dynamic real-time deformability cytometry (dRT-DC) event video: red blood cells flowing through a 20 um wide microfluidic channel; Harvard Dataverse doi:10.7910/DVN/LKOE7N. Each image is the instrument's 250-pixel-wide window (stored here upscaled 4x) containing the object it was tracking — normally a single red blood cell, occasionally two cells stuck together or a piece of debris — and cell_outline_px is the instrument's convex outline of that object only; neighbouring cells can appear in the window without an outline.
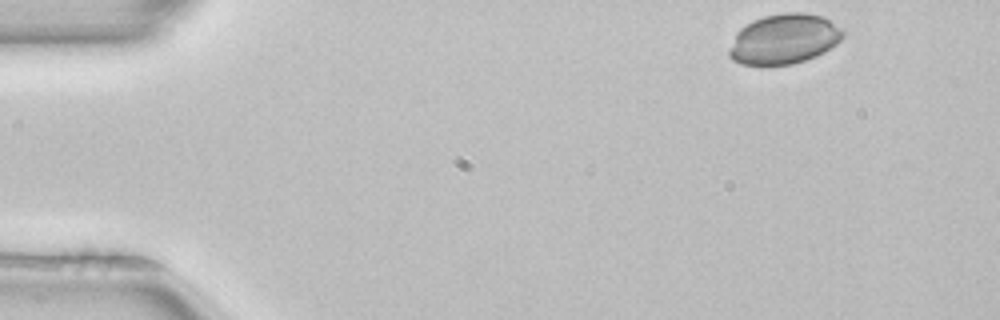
{"species": "common noctule bat (a hibernating species)", "species_latin": "Nyctalus noctula", "temperature_condition": "room temperature", "stored_images_in_passage": 8, "camera_frame_rate_fps": 3000, "um_per_image_px": 0.085, "animal": {"sex": "female", "body_mass_g": 22.7, "forearm_length_mm": 54.2}, "frame": {"image": 1, "passage_image": 1, "time_ms": 0.0, "image_size_px": [1000, 320], "cell_outline_px": [[844, 36], [836, 44], [824, 52], [816, 56], [792, 64], [740, 64], [732, 60], [728, 56], [728, 52], [736, 32], [740, 28], [764, 16], [784, 12], [804, 12], [824, 16], [840, 28], [844, 32]], "centroid_in_image_um": [66.65, 3.31], "position_along_channel_um": 18.4, "area_um2": 33.0}}